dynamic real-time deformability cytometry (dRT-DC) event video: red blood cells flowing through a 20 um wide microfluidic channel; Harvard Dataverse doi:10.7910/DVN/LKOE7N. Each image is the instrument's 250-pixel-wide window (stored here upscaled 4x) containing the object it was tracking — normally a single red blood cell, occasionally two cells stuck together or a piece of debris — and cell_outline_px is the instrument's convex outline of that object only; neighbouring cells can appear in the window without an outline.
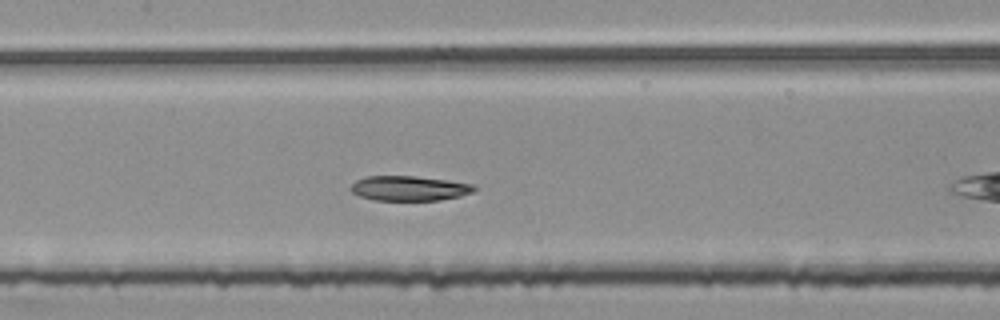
{"species": "common noctule bat (a hibernating species)", "species_latin": "Nyctalus noctula", "temperature_condition": "room temperature", "stored_images_in_passage": 5, "camera_frame_rate_fps": 3000, "um_per_image_px": 0.085, "animal": {"sex": "female", "body_mass_g": 25.1}, "frame": {"image": 1, "passage_image": 4, "time_ms": 1.0, "image_size_px": [1000, 320], "cell_outline_px": [[476, 188], [472, 192], [460, 196], [440, 200], [372, 200], [360, 196], [352, 192], [348, 188], [356, 180], [364, 176], [416, 176], [448, 180], [472, 184]], "centroid_in_image_um": [34.74, 16.0], "position_along_channel_um": 172.7, "area_um2": 17.92}}